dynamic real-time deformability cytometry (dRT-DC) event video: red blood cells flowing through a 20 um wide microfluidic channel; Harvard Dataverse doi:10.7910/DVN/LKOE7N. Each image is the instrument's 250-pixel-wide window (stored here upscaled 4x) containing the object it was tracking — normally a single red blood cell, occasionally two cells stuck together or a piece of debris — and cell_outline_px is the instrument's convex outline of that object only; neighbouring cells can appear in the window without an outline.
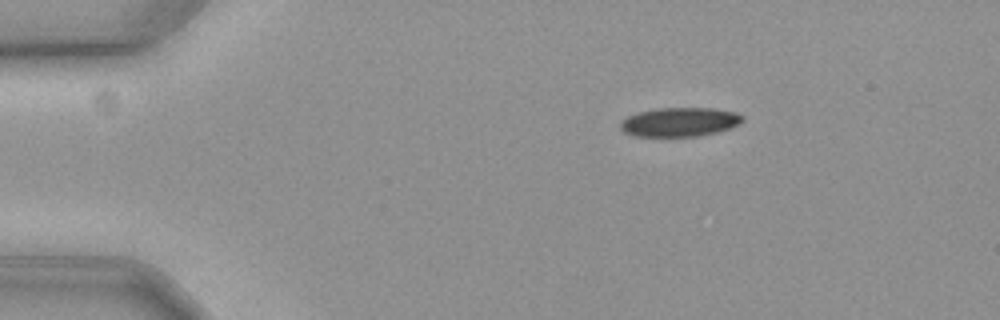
{"species": "common noctule bat (a hibernating species)", "species_latin": "Nyctalus noctula", "temperature_condition": "cold", "stored_images_in_passage": 27, "camera_frame_rate_fps": 3000, "um_per_image_px": 0.085, "animal": {"sex": "female", "body_mass_g": 19.3, "forearm_length_mm": 54.1}, "frame": {"image": 1, "passage_image": 1, "time_ms": 0.0, "image_size_px": [1000, 320], "cell_outline_px": [[744, 120], [728, 128], [716, 132], [700, 136], [632, 136], [624, 132], [620, 128], [620, 124], [628, 116], [640, 112], [660, 108], [712, 108], [736, 112], [744, 116]], "centroid_in_image_um": [57.77, 10.37], "position_along_channel_um": 27.2, "area_um2": 20.46}}
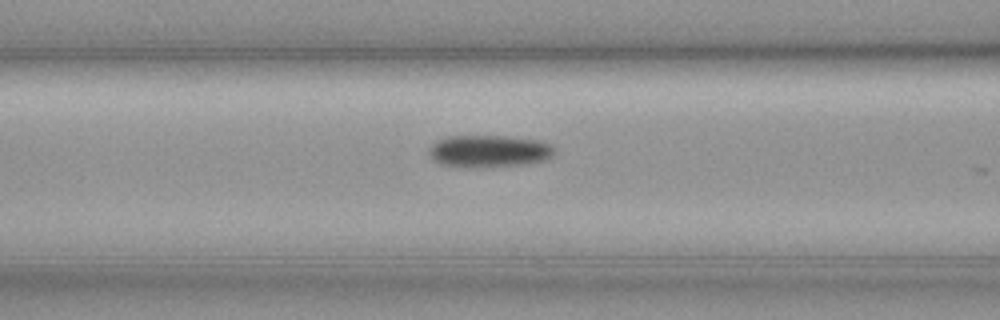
{"frame": {"image": 2, "passage_image": 15, "time_ms": 4.667, "image_size_px": [1000, 320], "cell_outline_px": [[556, 152], [552, 156], [544, 160], [524, 164], [484, 168], [472, 168], [440, 164], [432, 160], [428, 152], [428, 148], [436, 140], [448, 136], [504, 136], [540, 140], [552, 144]], "centroid_in_image_um": [41.55, 12.85], "position_along_channel_um": 125.1, "area_um2": 23.99}}
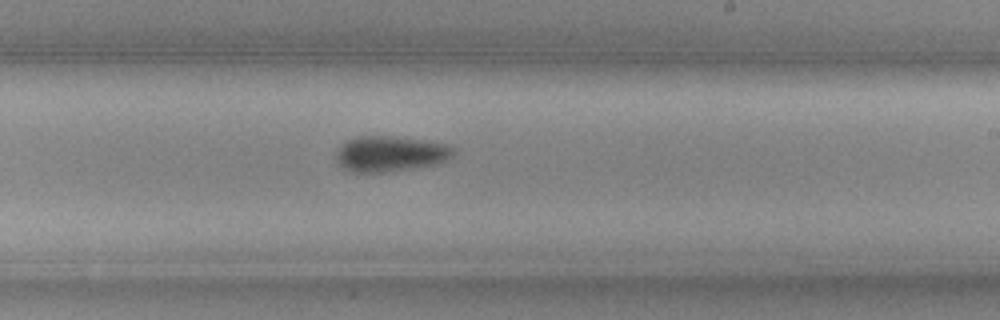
{"frame": {"image": 3, "passage_image": 26, "time_ms": 8.333, "image_size_px": [1000, 320], "cell_outline_px": [[456, 152], [448, 160], [416, 168], [384, 172], [352, 172], [344, 168], [336, 160], [336, 152], [340, 144], [356, 136], [388, 136], [452, 144]], "centroid_in_image_um": [33.18, 13.07], "position_along_channel_um": 255.8, "area_um2": 24.39}}